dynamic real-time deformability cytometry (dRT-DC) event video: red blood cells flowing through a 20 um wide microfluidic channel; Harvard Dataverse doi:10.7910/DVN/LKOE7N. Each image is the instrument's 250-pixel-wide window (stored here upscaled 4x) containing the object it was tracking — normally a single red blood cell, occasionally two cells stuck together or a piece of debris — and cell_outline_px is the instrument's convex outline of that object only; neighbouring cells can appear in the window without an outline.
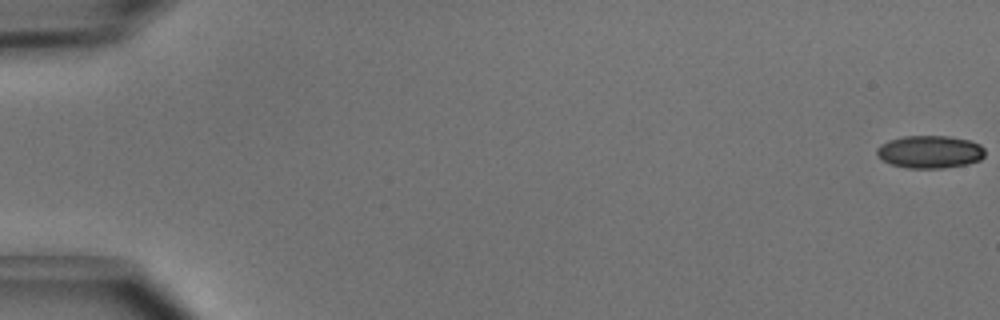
{"species": "common noctule bat (a hibernating species)", "species_latin": "Nyctalus noctula", "temperature_condition": "cold", "stored_images_in_passage": 5, "camera_frame_rate_fps": 3000, "um_per_image_px": 0.085, "animal": {"sex": "male", "body_mass_g": 15.6}, "frame": {"image": 1, "passage_image": 1, "time_ms": 0.0, "image_size_px": [1000, 320], "cell_outline_px": [[984, 156], [980, 160], [968, 164], [944, 168], [908, 168], [892, 164], [884, 160], [876, 152], [876, 148], [880, 144], [888, 140], [904, 136], [948, 136], [968, 140], [980, 144], [984, 148]], "centroid_in_image_um": [79.05, 12.9], "position_along_channel_um": 5.9, "area_um2": 20.58}}
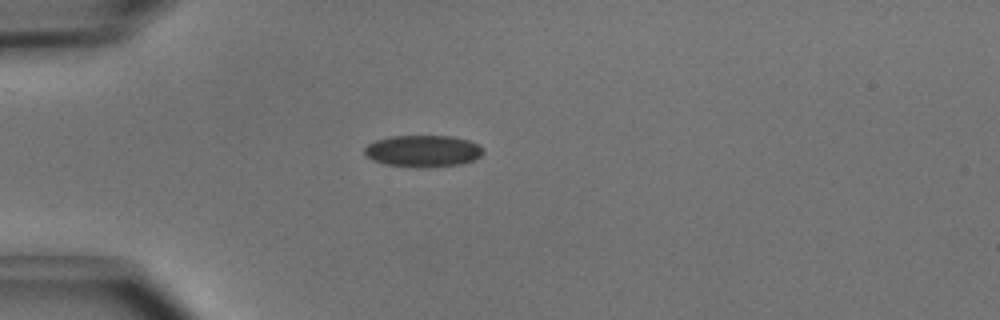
{"frame": {"image": 2, "passage_image": 5, "time_ms": 1.333, "image_size_px": [1000, 320], "cell_outline_px": [[484, 152], [480, 156], [472, 160], [460, 164], [428, 168], [416, 168], [384, 164], [372, 160], [364, 152], [364, 148], [368, 144], [376, 140], [388, 136], [452, 136], [468, 140], [480, 144]], "centroid_in_image_um": [35.95, 12.84], "position_along_channel_um": 49.1, "area_um2": 22.2}}